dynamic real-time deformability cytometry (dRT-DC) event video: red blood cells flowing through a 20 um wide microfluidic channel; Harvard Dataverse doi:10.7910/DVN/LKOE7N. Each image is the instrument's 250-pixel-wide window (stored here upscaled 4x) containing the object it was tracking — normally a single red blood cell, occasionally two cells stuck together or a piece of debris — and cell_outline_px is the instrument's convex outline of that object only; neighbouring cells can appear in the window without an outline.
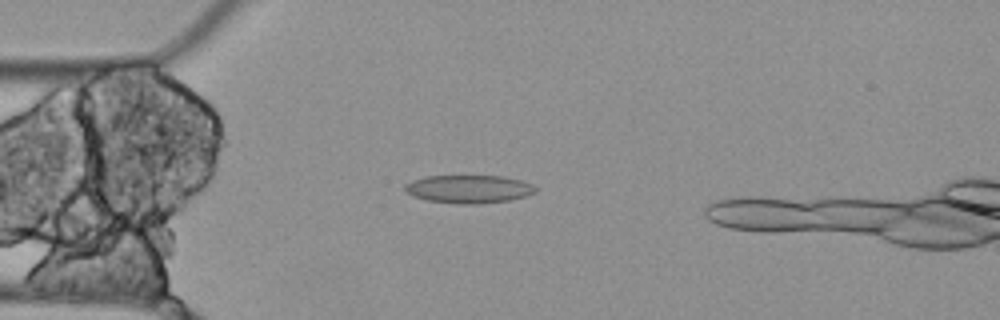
{"species": "Egyptian fruit bat (a non-hibernating species)", "species_latin": "Rousettus aegyptiacus", "temperature_condition": "cold", "stored_images_in_passage": 5, "camera_frame_rate_fps": 3000, "um_per_image_px": 0.085, "animal": {"sex": "female"}, "frame": {"image": 1, "passage_image": 4, "time_ms": 1.0, "image_size_px": [1000, 320], "cell_outline_px": [[536, 192], [524, 196], [508, 200], [476, 204], [460, 204], [428, 200], [416, 196], [408, 192], [404, 188], [404, 184], [412, 180], [428, 176], [500, 176], [520, 180], [532, 184], [536, 188]], "centroid_in_image_um": [39.85, 16.06], "position_along_channel_um": 45.2, "area_um2": 21.04}}